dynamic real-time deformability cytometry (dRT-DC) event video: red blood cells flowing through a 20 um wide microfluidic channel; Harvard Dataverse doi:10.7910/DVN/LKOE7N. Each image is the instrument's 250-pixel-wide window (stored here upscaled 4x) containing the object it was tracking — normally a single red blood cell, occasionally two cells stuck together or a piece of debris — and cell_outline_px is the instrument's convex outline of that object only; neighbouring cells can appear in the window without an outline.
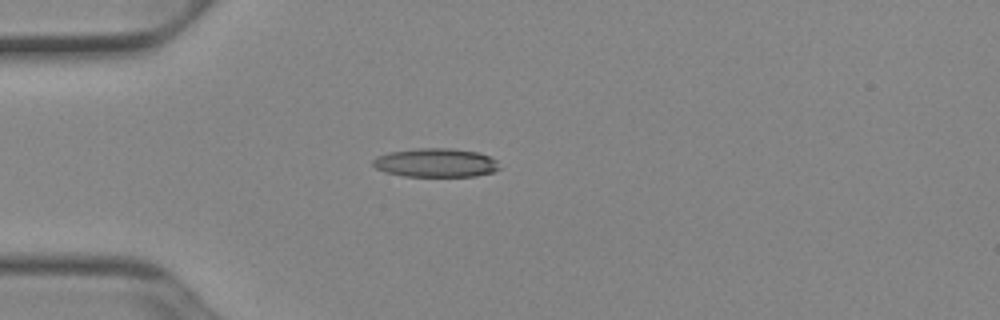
{"species": "Egyptian fruit bat (a non-hibernating species)", "species_latin": "Rousettus aegyptiacus", "temperature_condition": "cold", "stored_images_in_passage": 38, "camera_frame_rate_fps": 3000, "um_per_image_px": 0.085, "animal": {"sex": "female"}, "frame": {"image": 1, "passage_image": 1, "time_ms": 0.0, "image_size_px": [1000, 320], "cell_outline_px": [[500, 168], [492, 172], [476, 176], [404, 176], [384, 172], [376, 168], [372, 164], [372, 160], [376, 156], [388, 152], [416, 148], [448, 148], [476, 152], [488, 156], [496, 160]], "centroid_in_image_um": [36.99, 13.83], "position_along_channel_um": 48.0, "area_um2": 21.21}}
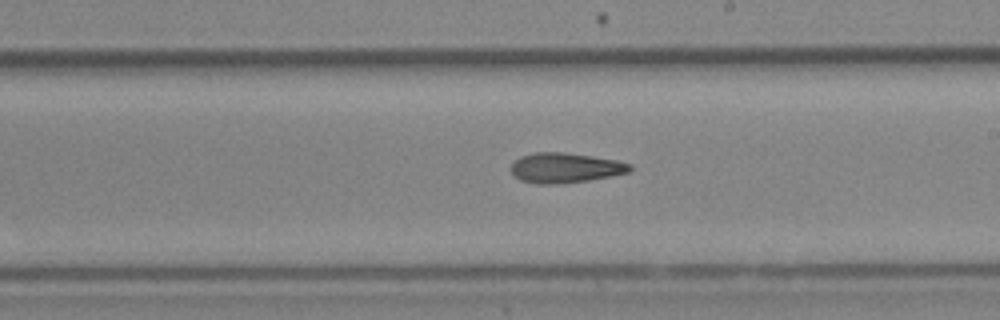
{"frame": {"image": 2, "passage_image": 17, "time_ms": 5.333, "image_size_px": [1000, 320], "cell_outline_px": [[632, 168], [628, 172], [588, 180], [556, 184], [536, 184], [520, 180], [512, 172], [512, 164], [520, 156], [532, 152], [564, 152], [592, 156], [616, 160], [632, 164]], "centroid_in_image_um": [48.02, 14.25], "position_along_channel_um": 241.0, "area_um2": 20.63}}
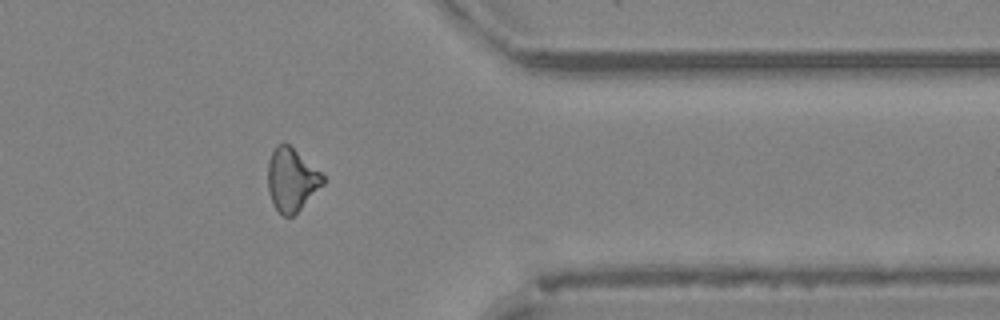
{"frame": {"image": 3, "passage_image": 29, "time_ms": 9.333, "image_size_px": [1000, 320], "cell_outline_px": [[324, 184], [292, 216], [284, 216], [272, 204], [268, 192], [268, 160], [276, 144], [284, 140], [320, 172], [324, 176]], "centroid_in_image_um": [24.75, 15.24], "position_along_channel_um": 386.6, "area_um2": 20.06}, "authors_computed_cell_mechanics": {"area_um2": 20.519, "velocity_mm_per_s": 3.9353, "shape_relaxation_time_tau1_ms": 8.7414, "shape_relaxation_time_tau2_ms": 5.26, "deformation_change_tau1": 0.204, "deformation_change_tau2": 0.1673}}